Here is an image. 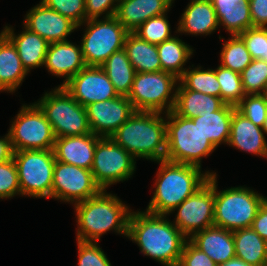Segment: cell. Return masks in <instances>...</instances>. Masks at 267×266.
Returning a JSON list of instances; mask_svg holds the SVG:
<instances>
[{
  "mask_svg": "<svg viewBox=\"0 0 267 266\" xmlns=\"http://www.w3.org/2000/svg\"><path fill=\"white\" fill-rule=\"evenodd\" d=\"M220 85V98L229 105L236 106L246 95L241 81L240 73L219 65L215 69Z\"/></svg>",
  "mask_w": 267,
  "mask_h": 266,
  "instance_id": "35",
  "label": "cell"
},
{
  "mask_svg": "<svg viewBox=\"0 0 267 266\" xmlns=\"http://www.w3.org/2000/svg\"><path fill=\"white\" fill-rule=\"evenodd\" d=\"M128 239L135 242L144 256L163 266H177L188 238L167 218L147 211H131Z\"/></svg>",
  "mask_w": 267,
  "mask_h": 266,
  "instance_id": "1",
  "label": "cell"
},
{
  "mask_svg": "<svg viewBox=\"0 0 267 266\" xmlns=\"http://www.w3.org/2000/svg\"><path fill=\"white\" fill-rule=\"evenodd\" d=\"M179 79L168 72H136L128 99L135 111L167 114L175 105Z\"/></svg>",
  "mask_w": 267,
  "mask_h": 266,
  "instance_id": "8",
  "label": "cell"
},
{
  "mask_svg": "<svg viewBox=\"0 0 267 266\" xmlns=\"http://www.w3.org/2000/svg\"><path fill=\"white\" fill-rule=\"evenodd\" d=\"M118 3L119 0H85L86 20L114 16Z\"/></svg>",
  "mask_w": 267,
  "mask_h": 266,
  "instance_id": "44",
  "label": "cell"
},
{
  "mask_svg": "<svg viewBox=\"0 0 267 266\" xmlns=\"http://www.w3.org/2000/svg\"><path fill=\"white\" fill-rule=\"evenodd\" d=\"M8 130L14 151L54 148L56 137L52 126L35 102L22 104Z\"/></svg>",
  "mask_w": 267,
  "mask_h": 266,
  "instance_id": "11",
  "label": "cell"
},
{
  "mask_svg": "<svg viewBox=\"0 0 267 266\" xmlns=\"http://www.w3.org/2000/svg\"><path fill=\"white\" fill-rule=\"evenodd\" d=\"M77 244L78 266H112L97 242L77 240Z\"/></svg>",
  "mask_w": 267,
  "mask_h": 266,
  "instance_id": "42",
  "label": "cell"
},
{
  "mask_svg": "<svg viewBox=\"0 0 267 266\" xmlns=\"http://www.w3.org/2000/svg\"><path fill=\"white\" fill-rule=\"evenodd\" d=\"M166 15L167 13H164L148 19L134 33L154 45L172 38L170 23Z\"/></svg>",
  "mask_w": 267,
  "mask_h": 266,
  "instance_id": "37",
  "label": "cell"
},
{
  "mask_svg": "<svg viewBox=\"0 0 267 266\" xmlns=\"http://www.w3.org/2000/svg\"><path fill=\"white\" fill-rule=\"evenodd\" d=\"M189 240L217 265L235 257L233 231L212 226L195 233Z\"/></svg>",
  "mask_w": 267,
  "mask_h": 266,
  "instance_id": "24",
  "label": "cell"
},
{
  "mask_svg": "<svg viewBox=\"0 0 267 266\" xmlns=\"http://www.w3.org/2000/svg\"><path fill=\"white\" fill-rule=\"evenodd\" d=\"M179 84L188 90L220 97V85L216 77L215 69H203L198 66L187 68L179 78Z\"/></svg>",
  "mask_w": 267,
  "mask_h": 266,
  "instance_id": "33",
  "label": "cell"
},
{
  "mask_svg": "<svg viewBox=\"0 0 267 266\" xmlns=\"http://www.w3.org/2000/svg\"><path fill=\"white\" fill-rule=\"evenodd\" d=\"M85 66L81 45L69 40L49 43L44 67L50 74L65 78L58 86L66 84Z\"/></svg>",
  "mask_w": 267,
  "mask_h": 266,
  "instance_id": "18",
  "label": "cell"
},
{
  "mask_svg": "<svg viewBox=\"0 0 267 266\" xmlns=\"http://www.w3.org/2000/svg\"><path fill=\"white\" fill-rule=\"evenodd\" d=\"M263 128L255 125L236 109L231 120L230 147L267 158V140Z\"/></svg>",
  "mask_w": 267,
  "mask_h": 266,
  "instance_id": "20",
  "label": "cell"
},
{
  "mask_svg": "<svg viewBox=\"0 0 267 266\" xmlns=\"http://www.w3.org/2000/svg\"><path fill=\"white\" fill-rule=\"evenodd\" d=\"M177 266H218L189 239L186 241Z\"/></svg>",
  "mask_w": 267,
  "mask_h": 266,
  "instance_id": "43",
  "label": "cell"
},
{
  "mask_svg": "<svg viewBox=\"0 0 267 266\" xmlns=\"http://www.w3.org/2000/svg\"><path fill=\"white\" fill-rule=\"evenodd\" d=\"M160 165L156 174L153 196L146 208L147 212L170 215L186 198L202 187L216 172L205 171L193 165L157 161Z\"/></svg>",
  "mask_w": 267,
  "mask_h": 266,
  "instance_id": "2",
  "label": "cell"
},
{
  "mask_svg": "<svg viewBox=\"0 0 267 266\" xmlns=\"http://www.w3.org/2000/svg\"><path fill=\"white\" fill-rule=\"evenodd\" d=\"M21 196L52 198L55 155L50 150L14 151Z\"/></svg>",
  "mask_w": 267,
  "mask_h": 266,
  "instance_id": "10",
  "label": "cell"
},
{
  "mask_svg": "<svg viewBox=\"0 0 267 266\" xmlns=\"http://www.w3.org/2000/svg\"><path fill=\"white\" fill-rule=\"evenodd\" d=\"M161 67L164 72L173 74L178 79L187 68L185 63L193 55V48L176 35L157 45ZM184 66V67H183Z\"/></svg>",
  "mask_w": 267,
  "mask_h": 266,
  "instance_id": "31",
  "label": "cell"
},
{
  "mask_svg": "<svg viewBox=\"0 0 267 266\" xmlns=\"http://www.w3.org/2000/svg\"><path fill=\"white\" fill-rule=\"evenodd\" d=\"M238 36L253 59L267 62V27H251Z\"/></svg>",
  "mask_w": 267,
  "mask_h": 266,
  "instance_id": "39",
  "label": "cell"
},
{
  "mask_svg": "<svg viewBox=\"0 0 267 266\" xmlns=\"http://www.w3.org/2000/svg\"><path fill=\"white\" fill-rule=\"evenodd\" d=\"M226 103L217 96H211L177 86L173 111L184 118L192 119L221 109Z\"/></svg>",
  "mask_w": 267,
  "mask_h": 266,
  "instance_id": "27",
  "label": "cell"
},
{
  "mask_svg": "<svg viewBox=\"0 0 267 266\" xmlns=\"http://www.w3.org/2000/svg\"><path fill=\"white\" fill-rule=\"evenodd\" d=\"M63 87L84 107L119 96L103 68L96 66H85Z\"/></svg>",
  "mask_w": 267,
  "mask_h": 266,
  "instance_id": "15",
  "label": "cell"
},
{
  "mask_svg": "<svg viewBox=\"0 0 267 266\" xmlns=\"http://www.w3.org/2000/svg\"><path fill=\"white\" fill-rule=\"evenodd\" d=\"M235 257L252 266H267V242L251 227L233 231Z\"/></svg>",
  "mask_w": 267,
  "mask_h": 266,
  "instance_id": "29",
  "label": "cell"
},
{
  "mask_svg": "<svg viewBox=\"0 0 267 266\" xmlns=\"http://www.w3.org/2000/svg\"><path fill=\"white\" fill-rule=\"evenodd\" d=\"M214 175V226L235 231L250 228L266 196L250 187H229L218 191Z\"/></svg>",
  "mask_w": 267,
  "mask_h": 266,
  "instance_id": "6",
  "label": "cell"
},
{
  "mask_svg": "<svg viewBox=\"0 0 267 266\" xmlns=\"http://www.w3.org/2000/svg\"><path fill=\"white\" fill-rule=\"evenodd\" d=\"M235 107L255 125L264 127L267 118V101L263 94L245 95Z\"/></svg>",
  "mask_w": 267,
  "mask_h": 266,
  "instance_id": "38",
  "label": "cell"
},
{
  "mask_svg": "<svg viewBox=\"0 0 267 266\" xmlns=\"http://www.w3.org/2000/svg\"><path fill=\"white\" fill-rule=\"evenodd\" d=\"M240 75L246 95L264 94L267 89V62L253 59Z\"/></svg>",
  "mask_w": 267,
  "mask_h": 266,
  "instance_id": "36",
  "label": "cell"
},
{
  "mask_svg": "<svg viewBox=\"0 0 267 266\" xmlns=\"http://www.w3.org/2000/svg\"><path fill=\"white\" fill-rule=\"evenodd\" d=\"M23 26L48 43L67 41V37L78 29L73 21L46 7L41 1L26 13Z\"/></svg>",
  "mask_w": 267,
  "mask_h": 266,
  "instance_id": "17",
  "label": "cell"
},
{
  "mask_svg": "<svg viewBox=\"0 0 267 266\" xmlns=\"http://www.w3.org/2000/svg\"><path fill=\"white\" fill-rule=\"evenodd\" d=\"M235 106L225 104L221 109L192 118L198 123L203 135L217 148L228 144L231 129V120Z\"/></svg>",
  "mask_w": 267,
  "mask_h": 266,
  "instance_id": "28",
  "label": "cell"
},
{
  "mask_svg": "<svg viewBox=\"0 0 267 266\" xmlns=\"http://www.w3.org/2000/svg\"><path fill=\"white\" fill-rule=\"evenodd\" d=\"M253 27H267V0H249Z\"/></svg>",
  "mask_w": 267,
  "mask_h": 266,
  "instance_id": "45",
  "label": "cell"
},
{
  "mask_svg": "<svg viewBox=\"0 0 267 266\" xmlns=\"http://www.w3.org/2000/svg\"><path fill=\"white\" fill-rule=\"evenodd\" d=\"M35 103L44 112L56 138L92 133L86 108L80 105L63 86L45 92Z\"/></svg>",
  "mask_w": 267,
  "mask_h": 266,
  "instance_id": "7",
  "label": "cell"
},
{
  "mask_svg": "<svg viewBox=\"0 0 267 266\" xmlns=\"http://www.w3.org/2000/svg\"><path fill=\"white\" fill-rule=\"evenodd\" d=\"M106 191L74 204L77 240L97 242L111 230L127 237L132 210L117 195Z\"/></svg>",
  "mask_w": 267,
  "mask_h": 266,
  "instance_id": "3",
  "label": "cell"
},
{
  "mask_svg": "<svg viewBox=\"0 0 267 266\" xmlns=\"http://www.w3.org/2000/svg\"><path fill=\"white\" fill-rule=\"evenodd\" d=\"M48 8L69 18L77 26L86 20L85 0H41Z\"/></svg>",
  "mask_w": 267,
  "mask_h": 266,
  "instance_id": "41",
  "label": "cell"
},
{
  "mask_svg": "<svg viewBox=\"0 0 267 266\" xmlns=\"http://www.w3.org/2000/svg\"><path fill=\"white\" fill-rule=\"evenodd\" d=\"M266 98V101H267V89L264 91V94H263Z\"/></svg>",
  "mask_w": 267,
  "mask_h": 266,
  "instance_id": "50",
  "label": "cell"
},
{
  "mask_svg": "<svg viewBox=\"0 0 267 266\" xmlns=\"http://www.w3.org/2000/svg\"><path fill=\"white\" fill-rule=\"evenodd\" d=\"M219 26L231 36L239 35L253 27L249 0H211Z\"/></svg>",
  "mask_w": 267,
  "mask_h": 266,
  "instance_id": "26",
  "label": "cell"
},
{
  "mask_svg": "<svg viewBox=\"0 0 267 266\" xmlns=\"http://www.w3.org/2000/svg\"><path fill=\"white\" fill-rule=\"evenodd\" d=\"M81 26H87L80 43L86 66L101 67L114 52L124 48L129 33L115 16L88 19L77 28Z\"/></svg>",
  "mask_w": 267,
  "mask_h": 266,
  "instance_id": "9",
  "label": "cell"
},
{
  "mask_svg": "<svg viewBox=\"0 0 267 266\" xmlns=\"http://www.w3.org/2000/svg\"><path fill=\"white\" fill-rule=\"evenodd\" d=\"M251 228L267 242V200L259 208Z\"/></svg>",
  "mask_w": 267,
  "mask_h": 266,
  "instance_id": "46",
  "label": "cell"
},
{
  "mask_svg": "<svg viewBox=\"0 0 267 266\" xmlns=\"http://www.w3.org/2000/svg\"><path fill=\"white\" fill-rule=\"evenodd\" d=\"M176 33L210 35L218 30V18L211 0H190L178 21Z\"/></svg>",
  "mask_w": 267,
  "mask_h": 266,
  "instance_id": "22",
  "label": "cell"
},
{
  "mask_svg": "<svg viewBox=\"0 0 267 266\" xmlns=\"http://www.w3.org/2000/svg\"><path fill=\"white\" fill-rule=\"evenodd\" d=\"M175 0H119L115 17L128 32L148 19L170 11Z\"/></svg>",
  "mask_w": 267,
  "mask_h": 266,
  "instance_id": "21",
  "label": "cell"
},
{
  "mask_svg": "<svg viewBox=\"0 0 267 266\" xmlns=\"http://www.w3.org/2000/svg\"><path fill=\"white\" fill-rule=\"evenodd\" d=\"M85 108L90 129L99 137H110L135 112L126 96L91 103Z\"/></svg>",
  "mask_w": 267,
  "mask_h": 266,
  "instance_id": "16",
  "label": "cell"
},
{
  "mask_svg": "<svg viewBox=\"0 0 267 266\" xmlns=\"http://www.w3.org/2000/svg\"><path fill=\"white\" fill-rule=\"evenodd\" d=\"M101 67L107 74L118 95L128 97L136 72L128 58L126 50L123 48L114 52Z\"/></svg>",
  "mask_w": 267,
  "mask_h": 266,
  "instance_id": "32",
  "label": "cell"
},
{
  "mask_svg": "<svg viewBox=\"0 0 267 266\" xmlns=\"http://www.w3.org/2000/svg\"><path fill=\"white\" fill-rule=\"evenodd\" d=\"M102 137L93 133L55 139L54 155L59 162L91 170L97 142Z\"/></svg>",
  "mask_w": 267,
  "mask_h": 266,
  "instance_id": "19",
  "label": "cell"
},
{
  "mask_svg": "<svg viewBox=\"0 0 267 266\" xmlns=\"http://www.w3.org/2000/svg\"><path fill=\"white\" fill-rule=\"evenodd\" d=\"M29 73L22 66L16 47L0 33V88L7 93H14Z\"/></svg>",
  "mask_w": 267,
  "mask_h": 266,
  "instance_id": "25",
  "label": "cell"
},
{
  "mask_svg": "<svg viewBox=\"0 0 267 266\" xmlns=\"http://www.w3.org/2000/svg\"><path fill=\"white\" fill-rule=\"evenodd\" d=\"M218 266H252V265H249L245 261H243L237 257H234V258L228 260L227 262H224L223 264L218 265Z\"/></svg>",
  "mask_w": 267,
  "mask_h": 266,
  "instance_id": "48",
  "label": "cell"
},
{
  "mask_svg": "<svg viewBox=\"0 0 267 266\" xmlns=\"http://www.w3.org/2000/svg\"><path fill=\"white\" fill-rule=\"evenodd\" d=\"M101 191L91 170L56 160L52 199L75 204L94 197Z\"/></svg>",
  "mask_w": 267,
  "mask_h": 266,
  "instance_id": "14",
  "label": "cell"
},
{
  "mask_svg": "<svg viewBox=\"0 0 267 266\" xmlns=\"http://www.w3.org/2000/svg\"><path fill=\"white\" fill-rule=\"evenodd\" d=\"M136 160L110 137H102L95 148L91 172L96 183L106 190L113 184L129 180L136 169Z\"/></svg>",
  "mask_w": 267,
  "mask_h": 266,
  "instance_id": "12",
  "label": "cell"
},
{
  "mask_svg": "<svg viewBox=\"0 0 267 266\" xmlns=\"http://www.w3.org/2000/svg\"><path fill=\"white\" fill-rule=\"evenodd\" d=\"M16 195L21 196L18 180V171L12 159L0 164V199H11Z\"/></svg>",
  "mask_w": 267,
  "mask_h": 266,
  "instance_id": "40",
  "label": "cell"
},
{
  "mask_svg": "<svg viewBox=\"0 0 267 266\" xmlns=\"http://www.w3.org/2000/svg\"><path fill=\"white\" fill-rule=\"evenodd\" d=\"M135 111L110 138L135 159L166 158V114Z\"/></svg>",
  "mask_w": 267,
  "mask_h": 266,
  "instance_id": "4",
  "label": "cell"
},
{
  "mask_svg": "<svg viewBox=\"0 0 267 266\" xmlns=\"http://www.w3.org/2000/svg\"><path fill=\"white\" fill-rule=\"evenodd\" d=\"M173 224L190 239L195 233L214 226V175L171 213Z\"/></svg>",
  "mask_w": 267,
  "mask_h": 266,
  "instance_id": "13",
  "label": "cell"
},
{
  "mask_svg": "<svg viewBox=\"0 0 267 266\" xmlns=\"http://www.w3.org/2000/svg\"><path fill=\"white\" fill-rule=\"evenodd\" d=\"M214 150L216 147L203 135L198 123L173 110L166 114L165 160L202 168V158Z\"/></svg>",
  "mask_w": 267,
  "mask_h": 266,
  "instance_id": "5",
  "label": "cell"
},
{
  "mask_svg": "<svg viewBox=\"0 0 267 266\" xmlns=\"http://www.w3.org/2000/svg\"><path fill=\"white\" fill-rule=\"evenodd\" d=\"M23 31L16 35L12 26L5 25L1 31L16 47L22 66L30 70L43 67L49 43L36 33L23 26Z\"/></svg>",
  "mask_w": 267,
  "mask_h": 266,
  "instance_id": "23",
  "label": "cell"
},
{
  "mask_svg": "<svg viewBox=\"0 0 267 266\" xmlns=\"http://www.w3.org/2000/svg\"><path fill=\"white\" fill-rule=\"evenodd\" d=\"M263 130H264L265 134H267V118L265 120V124H264Z\"/></svg>",
  "mask_w": 267,
  "mask_h": 266,
  "instance_id": "49",
  "label": "cell"
},
{
  "mask_svg": "<svg viewBox=\"0 0 267 266\" xmlns=\"http://www.w3.org/2000/svg\"><path fill=\"white\" fill-rule=\"evenodd\" d=\"M222 44L220 53L221 66L241 73L253 60L245 43L238 36H231Z\"/></svg>",
  "mask_w": 267,
  "mask_h": 266,
  "instance_id": "34",
  "label": "cell"
},
{
  "mask_svg": "<svg viewBox=\"0 0 267 266\" xmlns=\"http://www.w3.org/2000/svg\"><path fill=\"white\" fill-rule=\"evenodd\" d=\"M124 49L135 72L162 71L157 45L141 39L134 32H129L125 40Z\"/></svg>",
  "mask_w": 267,
  "mask_h": 266,
  "instance_id": "30",
  "label": "cell"
},
{
  "mask_svg": "<svg viewBox=\"0 0 267 266\" xmlns=\"http://www.w3.org/2000/svg\"><path fill=\"white\" fill-rule=\"evenodd\" d=\"M14 150L10 141V137L5 134L0 138V164L13 158Z\"/></svg>",
  "mask_w": 267,
  "mask_h": 266,
  "instance_id": "47",
  "label": "cell"
}]
</instances>
